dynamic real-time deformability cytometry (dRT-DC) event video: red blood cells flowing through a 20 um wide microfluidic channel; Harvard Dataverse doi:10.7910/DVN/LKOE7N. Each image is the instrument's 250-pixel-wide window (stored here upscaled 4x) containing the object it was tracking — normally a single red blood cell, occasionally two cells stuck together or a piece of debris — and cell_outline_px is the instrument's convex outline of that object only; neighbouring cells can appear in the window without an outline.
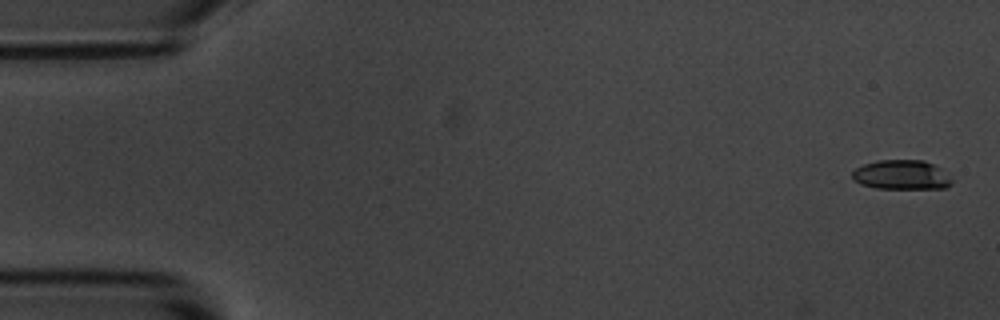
{"species": "common noctule bat (a hibernating species)", "species_latin": "Nyctalus noctula", "temperature_condition": "room temperature", "stored_images_in_passage": 5, "camera_frame_rate_fps": 3000, "um_per_image_px": 0.085, "animal": {"sex": "male", "body_mass_g": 20.1, "forearm_length_mm": 53.5}, "frame": {"image": 1, "passage_image": 1, "time_ms": 0.0, "image_size_px": [1000, 320], "cell_outline_px": [[952, 184], [944, 188], [876, 188], [860, 184], [852, 180], [852, 172], [856, 168], [864, 164], [876, 160], [924, 160], [940, 168], [952, 180]], "centroid_in_image_um": [76.59, 14.86], "position_along_channel_um": 8.4, "area_um2": 17.05}}
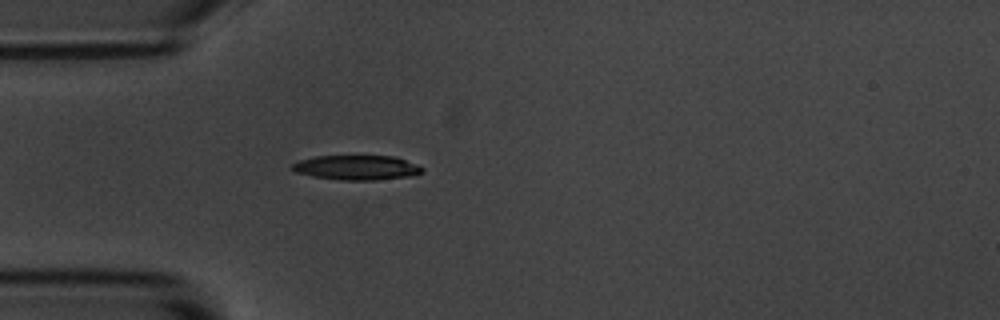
{"frame": {"image": 2, "passage_image": 5, "time_ms": 4.667, "image_size_px": [1000, 320], "cell_outline_px": [[424, 172], [408, 176], [376, 180], [340, 180], [312, 176], [296, 172], [292, 168], [292, 164], [300, 160], [316, 156], [396, 156], [416, 164], [424, 168]], "centroid_in_image_um": [30.34, 14.24], "position_along_channel_um": 54.7, "area_um2": 18.61}}